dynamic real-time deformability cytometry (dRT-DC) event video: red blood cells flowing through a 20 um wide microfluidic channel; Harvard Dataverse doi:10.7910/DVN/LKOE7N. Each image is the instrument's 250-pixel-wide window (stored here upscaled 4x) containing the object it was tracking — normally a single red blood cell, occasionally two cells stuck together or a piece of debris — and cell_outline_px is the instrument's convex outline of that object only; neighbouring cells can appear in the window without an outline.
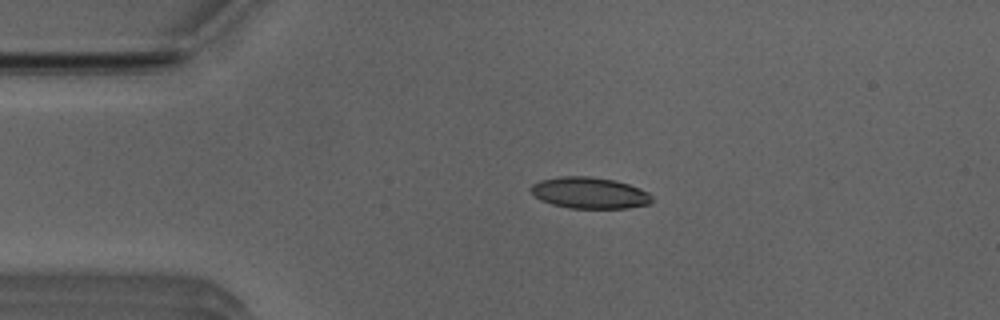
{"species": "Egyptian fruit bat (a non-hibernating species)", "species_latin": "Rousettus aegyptiacus", "temperature_condition": "room temperature", "stored_images_in_passage": 44, "camera_frame_rate_fps": 3000, "um_per_image_px": 0.085, "animal": {"sex": "male"}, "frame": {"image": 1, "passage_image": 10, "time_ms": 3.0, "image_size_px": [1000, 320], "cell_outline_px": [[652, 204], [628, 208], [568, 208], [552, 204], [540, 200], [528, 188], [532, 184], [540, 180], [560, 176], [588, 176], [612, 180], [628, 184], [648, 192], [652, 196]], "centroid_in_image_um": [50.1, 16.4], "position_along_channel_um": 34.9, "area_um2": 22.14}}
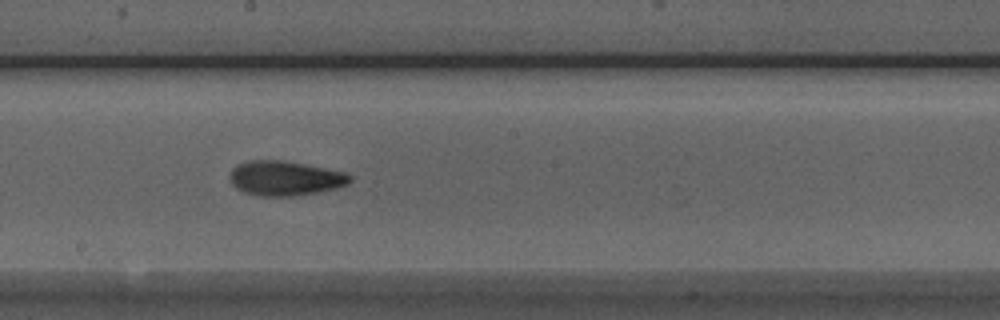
{"frame": {"image": 2, "passage_image": 27, "time_ms": 8.667, "image_size_px": [1000, 320], "cell_outline_px": [[352, 180], [348, 184], [336, 188], [316, 192], [292, 196], [260, 196], [244, 192], [236, 188], [232, 184], [228, 176], [232, 168], [236, 164], [248, 160], [280, 160], [344, 172], [352, 176]], "centroid_in_image_um": [24.17, 15.15], "position_along_channel_um": 224.0, "area_um2": 24.16}}
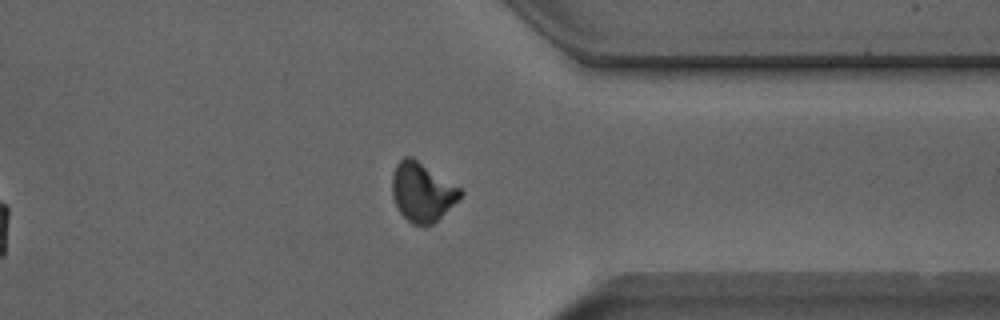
{"frame": {"image": 3, "passage_image": 39, "time_ms": 12.667, "image_size_px": [1000, 320], "cell_outline_px": [[464, 192], [432, 224], [412, 224], [400, 212], [392, 196], [392, 172], [396, 164], [404, 156], [412, 156], [460, 188]], "centroid_in_image_um": [35.83, 16.28], "position_along_channel_um": 375.6, "area_um2": 22.89}, "authors_computed_cell_mechanics": {"area_um2": 23.0622, "velocity_mm_per_s": 3.9563, "shape_relaxation_time_tau1_ms": 3.6341, "shape_relaxation_time_tau2_ms": 2.2025, "deformation_change_tau1": 0.1385, "deformation_change_tau2": 0.0734}}